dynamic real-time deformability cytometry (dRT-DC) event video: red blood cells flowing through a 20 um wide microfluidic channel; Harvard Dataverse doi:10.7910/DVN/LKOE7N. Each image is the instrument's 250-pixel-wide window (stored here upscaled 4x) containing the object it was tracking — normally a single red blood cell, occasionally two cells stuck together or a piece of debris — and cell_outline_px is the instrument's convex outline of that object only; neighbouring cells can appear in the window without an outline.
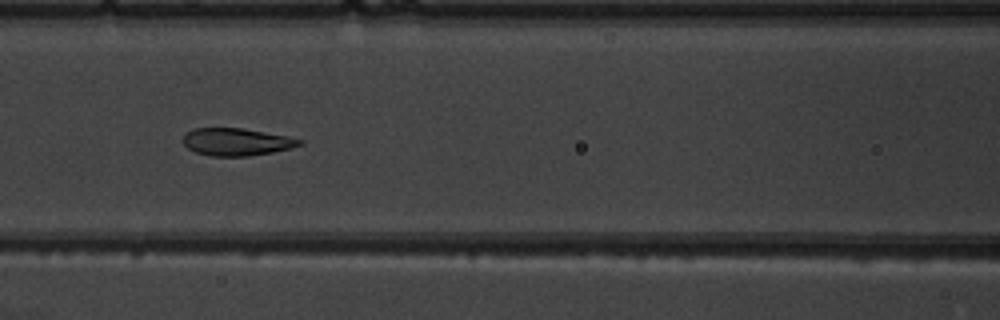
{"species": "common noctule bat (a hibernating species)", "species_latin": "Nyctalus noctula", "temperature_condition": "warm", "stored_images_in_passage": 7, "camera_frame_rate_fps": 3000, "um_per_image_px": 0.085, "animal": {"sex": "male", "body_mass_g": 19.5, "forearm_length_mm": 54.6}, "frame": {"image": 1, "passage_image": 7, "time_ms": 7.0, "image_size_px": [1000, 320], "cell_outline_px": [[304, 144], [292, 148], [272, 152], [248, 156], [212, 156], [196, 152], [188, 148], [184, 144], [184, 136], [192, 128], [244, 128], [288, 136], [304, 140]], "centroid_in_image_um": [20.16, 12.05], "position_along_channel_um": 146.4, "area_um2": 18.67}}